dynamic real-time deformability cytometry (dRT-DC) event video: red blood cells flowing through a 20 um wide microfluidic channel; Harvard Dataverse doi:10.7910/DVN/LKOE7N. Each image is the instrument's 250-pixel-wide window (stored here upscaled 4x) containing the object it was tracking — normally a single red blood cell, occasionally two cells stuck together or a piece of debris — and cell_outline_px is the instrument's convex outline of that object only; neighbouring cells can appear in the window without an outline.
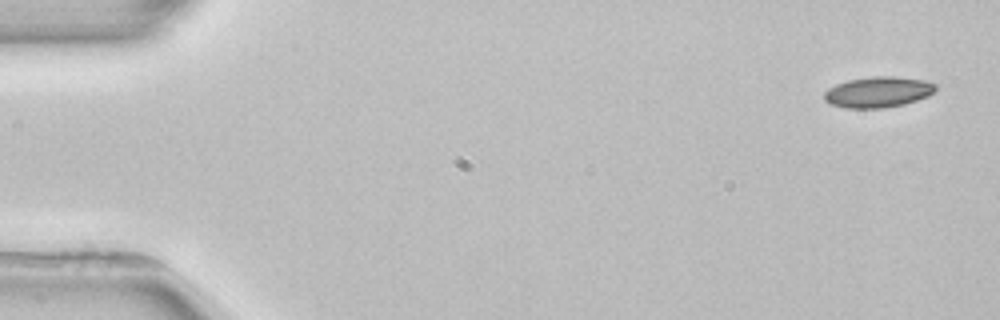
{"species": "common noctule bat (a hibernating species)", "species_latin": "Nyctalus noctula", "temperature_condition": "room temperature", "stored_images_in_passage": 4, "camera_frame_rate_fps": 3000, "um_per_image_px": 0.085, "animal": {"sex": "female", "body_mass_g": 22.7, "forearm_length_mm": 54.2}, "frame": {"image": 1, "passage_image": 1, "time_ms": 0.0, "image_size_px": [1000, 320], "cell_outline_px": [[936, 88], [928, 96], [904, 104], [884, 108], [848, 108], [828, 104], [824, 100], [824, 92], [828, 88], [836, 84], [848, 80], [872, 76], [896, 76], [924, 80], [936, 84]], "centroid_in_image_um": [74.61, 7.82], "position_along_channel_um": 10.4, "area_um2": 20.06}}
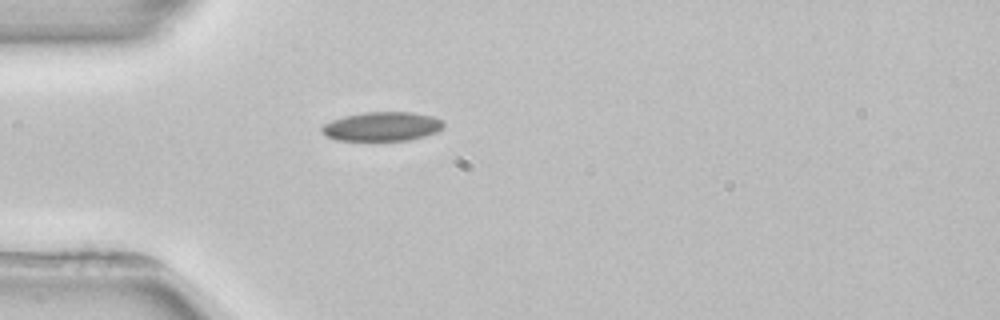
{"frame": {"image": 2, "passage_image": 4, "time_ms": 4.333, "image_size_px": [1000, 320], "cell_outline_px": [[444, 128], [436, 132], [424, 136], [408, 140], [336, 140], [328, 136], [320, 128], [324, 124], [332, 120], [344, 116], [364, 112], [412, 112], [432, 116], [440, 120], [444, 124]], "centroid_in_image_um": [32.49, 10.74], "position_along_channel_um": 52.5, "area_um2": 20.46}}